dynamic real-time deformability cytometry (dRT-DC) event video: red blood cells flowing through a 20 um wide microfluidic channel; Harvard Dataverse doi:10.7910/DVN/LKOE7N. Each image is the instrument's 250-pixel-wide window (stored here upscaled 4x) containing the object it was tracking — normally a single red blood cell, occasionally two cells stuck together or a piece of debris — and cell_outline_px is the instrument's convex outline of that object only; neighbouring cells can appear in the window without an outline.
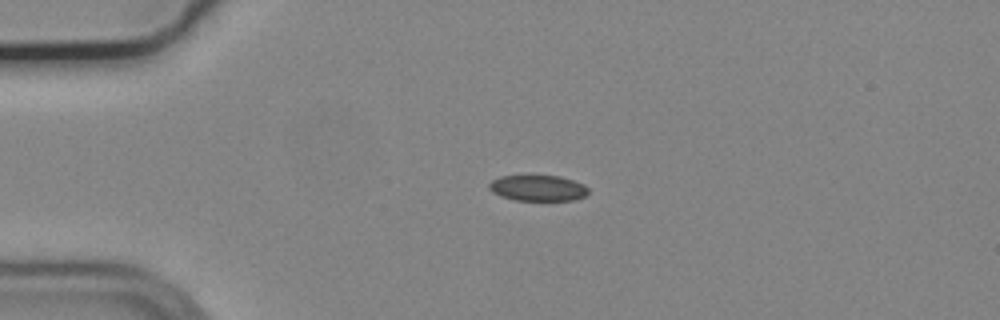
{"species": "common noctule bat (a hibernating species)", "species_latin": "Nyctalus noctula", "temperature_condition": "cold", "stored_images_in_passage": 43, "camera_frame_rate_fps": 3000, "um_per_image_px": 0.085, "animal": {"sex": "male", "body_mass_g": 19.2, "forearm_length_mm": 51.8}, "frame": {"image": 1, "passage_image": 1, "time_ms": 0.0, "image_size_px": [1000, 320], "cell_outline_px": [[588, 192], [584, 196], [576, 200], [516, 200], [500, 196], [492, 192], [488, 188], [488, 184], [492, 180], [500, 176], [524, 172], [532, 172], [560, 176], [584, 184], [588, 188]], "centroid_in_image_um": [45.66, 15.91], "position_along_channel_um": 39.3, "area_um2": 15.9}}
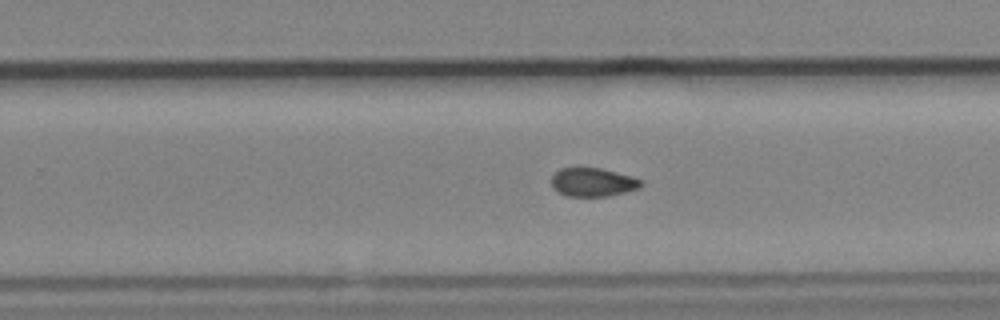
{"frame": {"image": 2, "passage_image": 23, "time_ms": 7.333, "image_size_px": [1000, 320], "cell_outline_px": [[644, 184], [640, 188], [608, 196], [568, 196], [552, 188], [552, 176], [560, 168], [600, 168], [632, 176], [644, 180]], "centroid_in_image_um": [50.43, 15.48], "position_along_channel_um": 279.4, "area_um2": 14.91}}
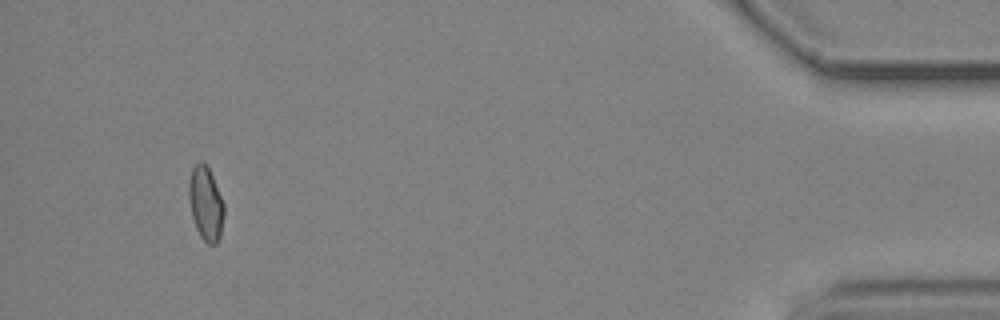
{"frame": {"image": 3, "passage_image": 40, "time_ms": 13.0, "image_size_px": [1000, 320], "cell_outline_px": [[224, 216], [220, 236], [216, 244], [208, 244], [200, 236], [196, 228], [192, 216], [188, 196], [188, 184], [192, 168], [200, 160], [204, 160], [212, 176], [224, 204]], "centroid_in_image_um": [17.48, 17.29], "position_along_channel_um": 417.7, "area_um2": 15.14}, "authors_computed_cell_mechanics": {"area_um2": 15.4904, "velocity_mm_per_s": 3.7187, "shape_relaxation_time_tau1_ms": null, "shape_relaxation_time_tau2_ms": 4.1047, "deformation_change_tau1": null, "deformation_change_tau2": 0.0727}}